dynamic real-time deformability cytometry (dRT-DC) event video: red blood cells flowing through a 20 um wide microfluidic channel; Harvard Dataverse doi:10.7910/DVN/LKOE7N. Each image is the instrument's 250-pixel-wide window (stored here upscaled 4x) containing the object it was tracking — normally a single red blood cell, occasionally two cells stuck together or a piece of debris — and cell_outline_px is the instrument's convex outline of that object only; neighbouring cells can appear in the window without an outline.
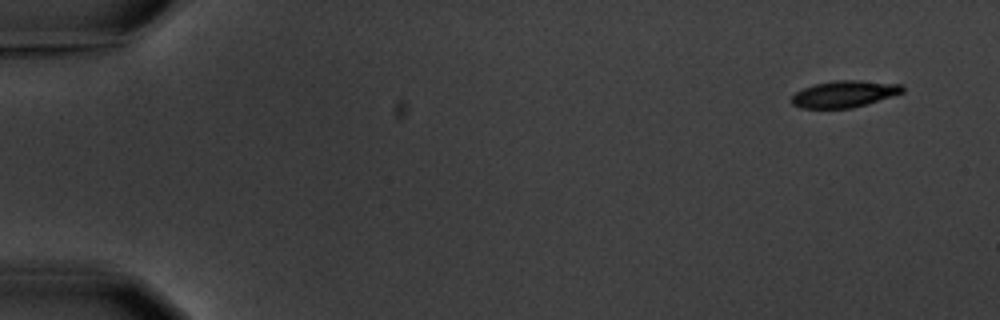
{"species": "common noctule bat (a hibernating species)", "species_latin": "Nyctalus noctula", "temperature_condition": "warm", "stored_images_in_passage": 7, "camera_frame_rate_fps": 3000, "um_per_image_px": 0.085, "animal": {"sex": "male", "body_mass_g": 20.1, "forearm_length_mm": 53.5}, "frame": {"image": 1, "passage_image": 1, "time_ms": 0.0, "image_size_px": [1000, 320], "cell_outline_px": [[904, 92], [852, 108], [800, 108], [792, 104], [792, 96], [796, 92], [804, 88], [816, 84], [836, 80], [860, 80], [904, 84]], "centroid_in_image_um": [71.79, 7.98], "position_along_channel_um": 13.2, "area_um2": 17.11}}
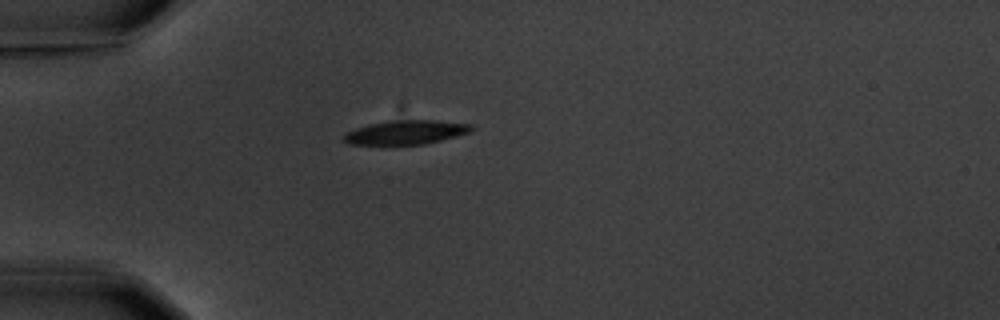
{"frame": {"image": 2, "passage_image": 4, "time_ms": 4.333, "image_size_px": [1000, 320], "cell_outline_px": [[476, 128], [468, 132], [440, 140], [424, 144], [348, 144], [340, 140], [348, 132], [356, 128], [388, 120], [436, 120], [472, 124]], "centroid_in_image_um": [34.5, 11.24], "position_along_channel_um": 50.5, "area_um2": 17.69}}
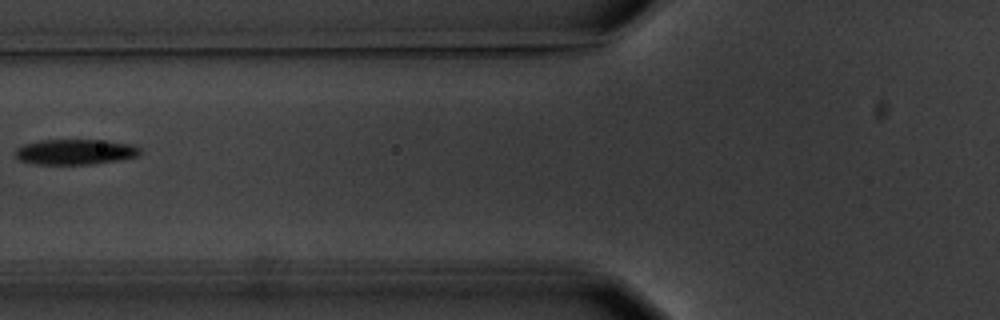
{"frame": {"image": 3, "passage_image": 6, "time_ms": 6.667, "image_size_px": [1000, 320], "cell_outline_px": [[140, 152], [136, 156], [116, 160], [92, 164], [32, 164], [20, 160], [16, 156], [16, 148], [24, 144], [40, 140], [104, 140], [136, 144], [140, 148]], "centroid_in_image_um": [6.39, 12.9], "position_along_channel_um": 119.4, "area_um2": 18.44}}